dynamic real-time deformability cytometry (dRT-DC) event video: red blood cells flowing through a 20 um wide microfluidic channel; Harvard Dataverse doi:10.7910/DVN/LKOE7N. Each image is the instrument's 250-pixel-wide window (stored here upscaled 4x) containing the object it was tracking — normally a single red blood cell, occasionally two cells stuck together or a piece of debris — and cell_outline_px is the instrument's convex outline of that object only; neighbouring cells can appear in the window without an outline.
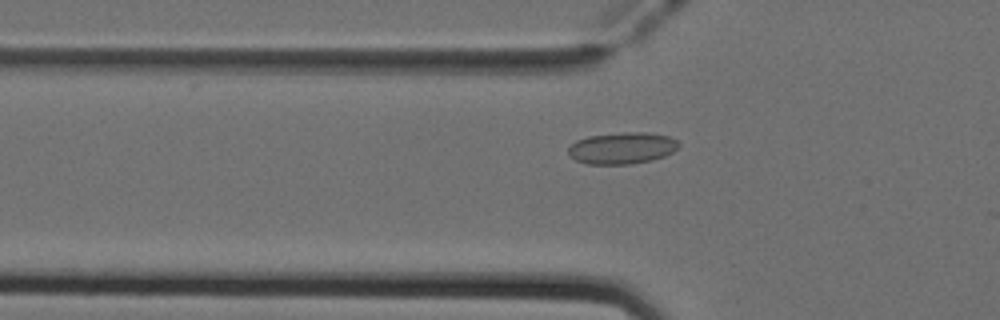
{"species": "Egyptian fruit bat (a non-hibernating species)", "species_latin": "Rousettus aegyptiacus", "temperature_condition": "cold", "stored_images_in_passage": 37, "camera_frame_rate_fps": 3000, "um_per_image_px": 0.085, "animal": {"sex": "female"}, "frame": {"image": 1, "passage_image": 3, "time_ms": 0.667, "image_size_px": [1000, 320], "cell_outline_px": [[680, 144], [672, 152], [664, 156], [652, 160], [632, 164], [588, 164], [576, 160], [568, 152], [568, 148], [576, 140], [588, 136], [628, 132], [648, 132], [668, 136], [676, 140]], "centroid_in_image_um": [52.88, 12.59], "position_along_channel_um": 72.9, "area_um2": 20.23}}
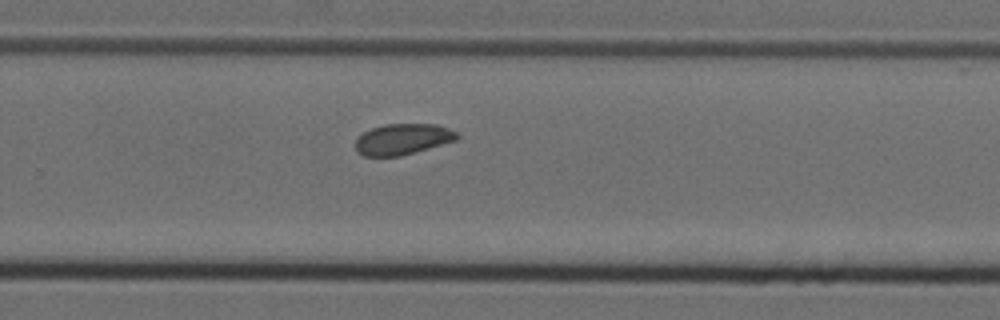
{"frame": {"image": 2, "passage_image": 20, "time_ms": 6.333, "image_size_px": [1000, 320], "cell_outline_px": [[460, 136], [456, 140], [400, 156], [364, 156], [356, 152], [356, 140], [364, 132], [372, 128], [384, 124], [436, 124], [448, 128], [456, 132]], "centroid_in_image_um": [34.22, 11.83], "position_along_channel_um": 295.6, "area_um2": 18.15}}
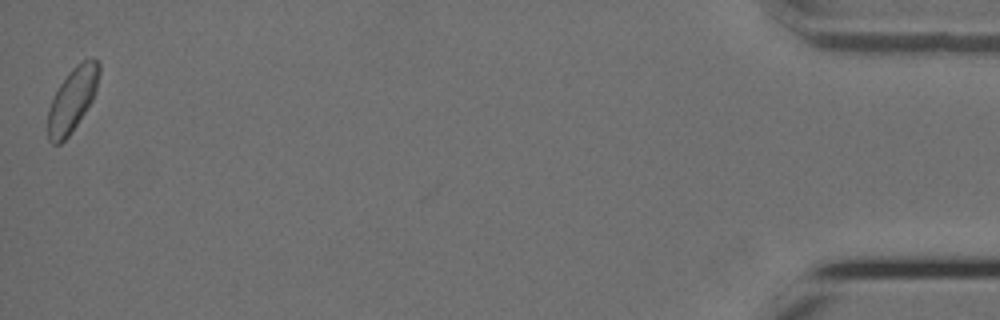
{"frame": {"image": 3, "passage_image": 37, "time_ms": 12.0, "image_size_px": [1000, 320], "cell_outline_px": [[100, 72], [96, 92], [92, 100], [68, 136], [60, 144], [52, 144], [48, 140], [48, 108], [60, 84], [68, 72], [76, 64], [92, 56], [100, 64]], "centroid_in_image_um": [6.16, 8.43], "position_along_channel_um": 429.0, "area_um2": 18.96}}